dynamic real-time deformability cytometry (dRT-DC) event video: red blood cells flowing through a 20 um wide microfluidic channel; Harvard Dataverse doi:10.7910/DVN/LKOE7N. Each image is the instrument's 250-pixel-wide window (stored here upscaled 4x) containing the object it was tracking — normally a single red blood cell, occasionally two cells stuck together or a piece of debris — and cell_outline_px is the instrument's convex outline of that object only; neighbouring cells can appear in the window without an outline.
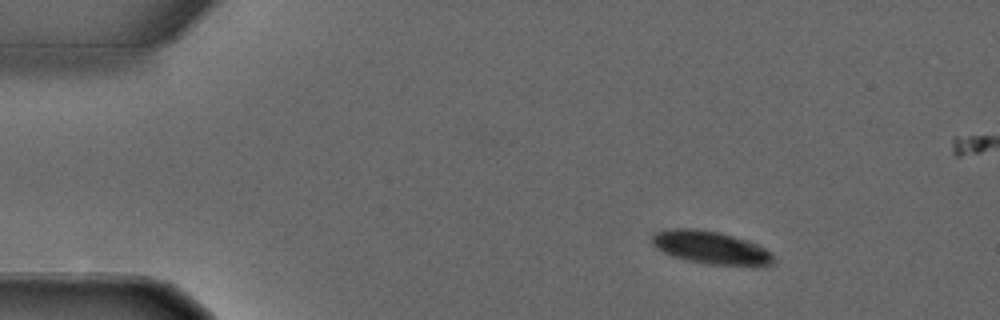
{"species": "common noctule bat (a hibernating species)", "species_latin": "Nyctalus noctula", "temperature_condition": "warm", "stored_images_in_passage": 2, "segment_of_instrument_passage": [2, 2], "camera_frame_rate_fps": 3000, "um_per_image_px": 0.085, "animal": {"sex": "male", "forearm_length_mm": 52.5}, "frame": {"image": 1, "passage_image": 2, "time_ms": 2.333, "image_size_px": [1000, 320], "cell_outline_px": [[772, 264], [768, 268], [752, 268], [708, 264], [684, 260], [672, 256], [656, 248], [652, 244], [652, 232], [672, 228], [696, 228], [720, 232], [748, 240], [772, 252]], "centroid_in_image_um": [60.47, 21.08], "position_along_channel_um": 24.5, "area_um2": 24.22}}